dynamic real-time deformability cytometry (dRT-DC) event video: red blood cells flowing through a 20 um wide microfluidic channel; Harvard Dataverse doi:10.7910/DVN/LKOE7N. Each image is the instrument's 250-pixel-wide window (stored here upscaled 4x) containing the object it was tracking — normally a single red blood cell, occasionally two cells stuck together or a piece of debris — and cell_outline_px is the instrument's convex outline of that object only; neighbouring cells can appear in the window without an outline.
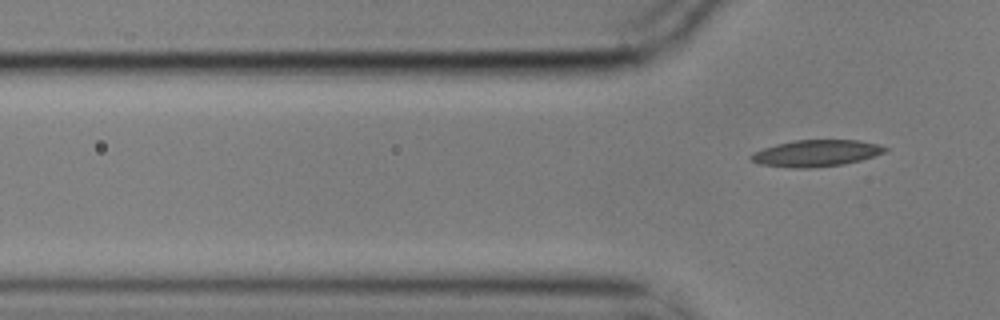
{"species": "common noctule bat (a hibernating species)", "species_latin": "Nyctalus noctula", "temperature_condition": "cold", "stored_images_in_passage": 3, "camera_frame_rate_fps": 3000, "um_per_image_px": 0.085, "animal": {"sex": "male", "body_mass_g": 17.9}, "frame": {"image": 1, "passage_image": 3, "time_ms": 0.667, "image_size_px": [1000, 320], "cell_outline_px": [[888, 148], [884, 152], [860, 160], [844, 164], [812, 168], [792, 168], [760, 164], [752, 160], [748, 156], [752, 152], [776, 144], [796, 140], [860, 140], [880, 144]], "centroid_in_image_um": [69.36, 13.02], "position_along_channel_um": 56.4, "area_um2": 20.75}}